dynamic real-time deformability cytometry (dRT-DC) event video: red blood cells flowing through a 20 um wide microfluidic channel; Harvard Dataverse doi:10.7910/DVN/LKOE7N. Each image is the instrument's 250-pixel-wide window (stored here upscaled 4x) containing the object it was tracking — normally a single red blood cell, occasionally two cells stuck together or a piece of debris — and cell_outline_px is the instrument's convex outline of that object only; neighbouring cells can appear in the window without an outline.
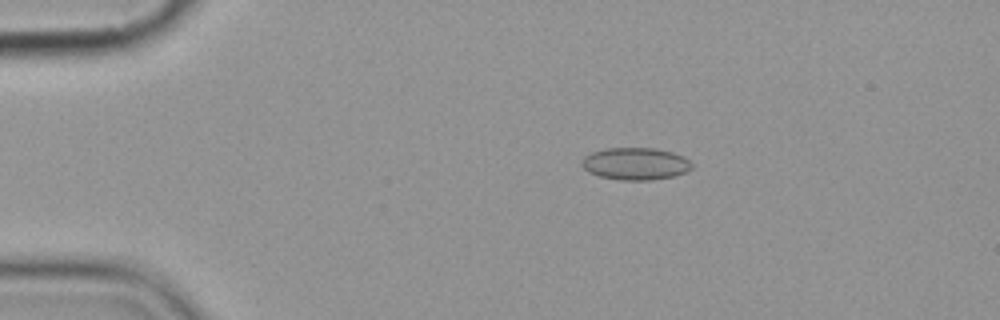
{"species": "common noctule bat (a hibernating species)", "species_latin": "Nyctalus noctula", "temperature_condition": "cold", "stored_images_in_passage": 5, "camera_frame_rate_fps": 3000, "um_per_image_px": 0.085, "animal": {"sex": "female", "body_mass_g": 19.9}, "frame": {"image": 1, "passage_image": 2, "time_ms": 1.333, "image_size_px": [1000, 320], "cell_outline_px": [[692, 168], [688, 172], [672, 176], [648, 180], [620, 180], [600, 176], [588, 172], [580, 164], [584, 156], [592, 152], [608, 148], [656, 148], [672, 152], [684, 156], [692, 164]], "centroid_in_image_um": [54.02, 13.91], "position_along_channel_um": 31.0, "area_um2": 20.69}}
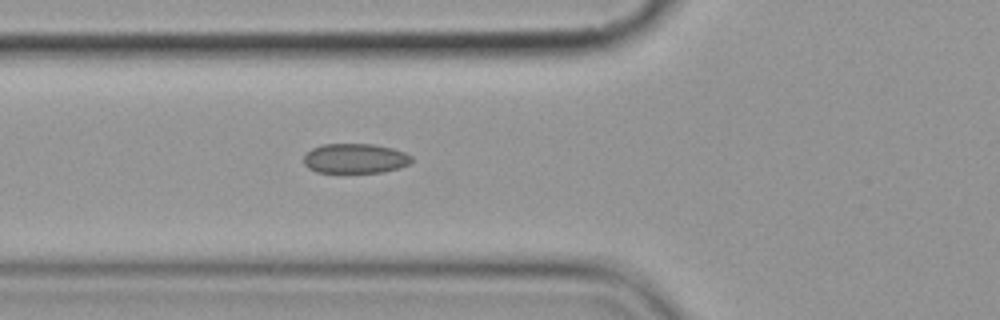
{"frame": {"image": 2, "passage_image": 5, "time_ms": 4.667, "image_size_px": [1000, 320], "cell_outline_px": [[412, 160], [408, 164], [400, 168], [384, 172], [316, 172], [308, 168], [304, 164], [304, 156], [312, 148], [324, 144], [372, 144], [392, 148], [404, 152], [412, 156]], "centroid_in_image_um": [30.19, 13.47], "position_along_channel_um": 95.6, "area_um2": 18.67}}